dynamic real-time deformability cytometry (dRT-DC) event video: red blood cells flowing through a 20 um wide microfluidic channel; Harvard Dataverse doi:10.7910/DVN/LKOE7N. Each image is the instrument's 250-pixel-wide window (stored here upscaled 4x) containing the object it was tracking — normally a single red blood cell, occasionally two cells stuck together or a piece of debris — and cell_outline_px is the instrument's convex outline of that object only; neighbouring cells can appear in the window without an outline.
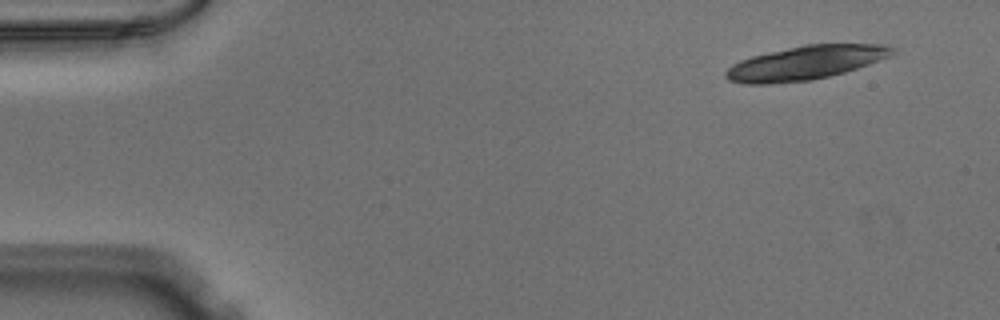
{"species": "Egyptian fruit bat (a non-hibernating species)", "species_latin": "Rousettus aegyptiacus", "temperature_condition": "warm", "stored_images_in_passage": 16, "camera_frame_rate_fps": 3000, "um_per_image_px": 0.085, "animal": {"sex": "male"}, "frame": {"image": 1, "passage_image": 1, "time_ms": 0.0, "image_size_px": [1000, 320], "cell_outline_px": [[896, 52], [892, 56], [844, 72], [812, 80], [772, 84], [744, 84], [728, 80], [724, 76], [724, 72], [732, 64], [740, 60], [752, 56], [804, 44], [888, 44], [896, 48]], "centroid_in_image_um": [68.48, 5.34], "position_along_channel_um": 16.5, "area_um2": 33.06}}